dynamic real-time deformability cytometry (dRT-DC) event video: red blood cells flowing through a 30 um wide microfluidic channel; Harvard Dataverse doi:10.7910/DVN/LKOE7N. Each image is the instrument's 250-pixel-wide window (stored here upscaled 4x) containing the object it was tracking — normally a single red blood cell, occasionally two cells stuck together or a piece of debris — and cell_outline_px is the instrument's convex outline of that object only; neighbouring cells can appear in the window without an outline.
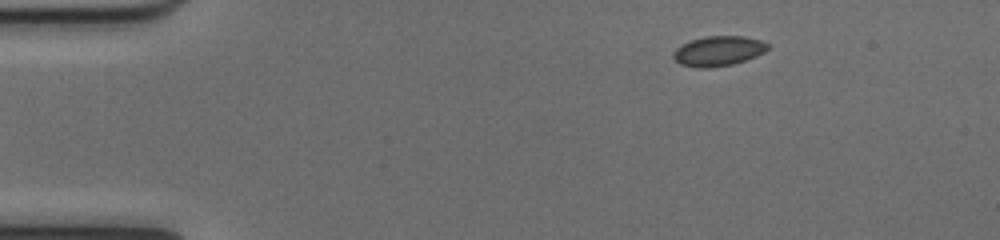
{"species": "common noctule bat (a hibernating species)", "species_latin": "Nyctalus noctula", "temperature_condition": "cold", "stored_images_in_passage": 45, "camera_frame_rate_fps": 3000, "um_per_image_px": 0.085, "animal": {"sex": "female", "body_mass_g": 17.0, "forearm_length_mm": 48.0}, "frame": {"image": 1, "passage_image": 1, "time_ms": 0.0, "image_size_px": [1000, 240], "cell_outline_px": [[768, 48], [764, 52], [756, 56], [732, 64], [708, 68], [696, 68], [680, 64], [672, 56], [672, 52], [676, 48], [692, 40], [704, 36], [744, 36], [760, 40], [768, 44]], "centroid_in_image_um": [61.04, 4.34], "position_along_channel_um": 24.0, "area_um2": 16.36}}
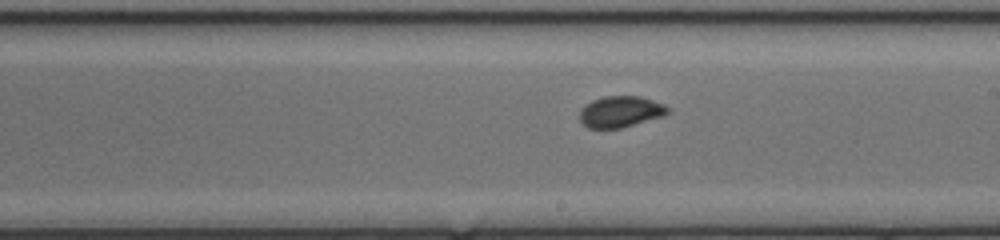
{"frame": {"image": 2, "passage_image": 23, "time_ms": 7.333, "image_size_px": [1000, 240], "cell_outline_px": [[672, 108], [664, 116], [620, 128], [588, 128], [580, 120], [580, 108], [584, 104], [592, 100], [604, 96], [640, 96], [664, 104]], "centroid_in_image_um": [52.75, 9.48], "position_along_channel_um": 236.3, "area_um2": 16.13}}
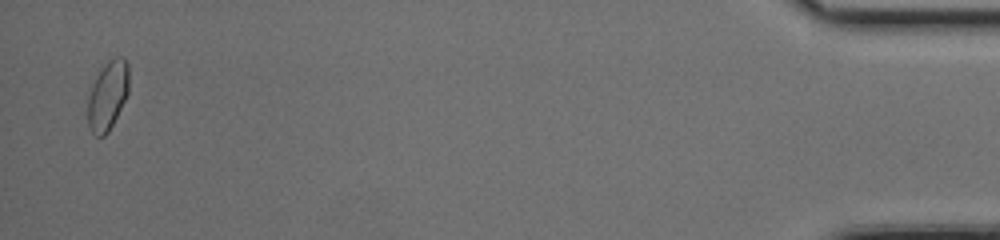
{"frame": {"image": 3, "passage_image": 44, "time_ms": 14.333, "image_size_px": [1000, 240], "cell_outline_px": [[128, 92], [108, 132], [104, 136], [96, 136], [92, 132], [88, 124], [88, 96], [92, 84], [96, 76], [104, 64], [108, 60], [116, 56], [120, 56], [128, 64]], "centroid_in_image_um": [9.14, 8.09], "position_along_channel_um": 426.1, "area_um2": 16.3}}